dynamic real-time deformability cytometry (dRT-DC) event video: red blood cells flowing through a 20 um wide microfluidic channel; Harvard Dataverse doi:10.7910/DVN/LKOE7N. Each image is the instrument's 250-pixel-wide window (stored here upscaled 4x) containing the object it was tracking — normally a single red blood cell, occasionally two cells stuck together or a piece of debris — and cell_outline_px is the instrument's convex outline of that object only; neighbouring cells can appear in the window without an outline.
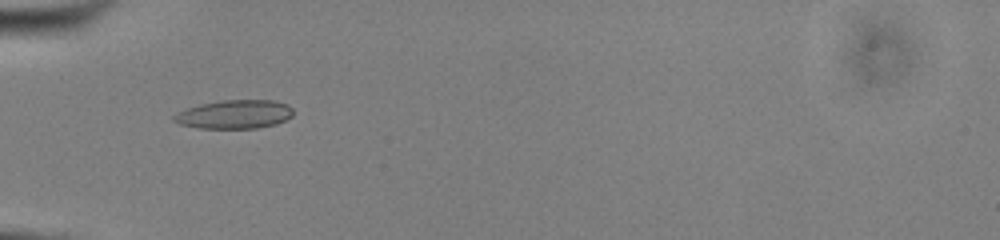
{"species": "common noctule bat (a hibernating species)", "species_latin": "Nyctalus noctula", "temperature_condition": "cold", "stored_images_in_passage": 36, "camera_frame_rate_fps": 3000, "um_per_image_px": 0.085, "animal": {"sex": "male", "body_mass_g": 13.0, "forearm_length_mm": 53.1}, "frame": {"image": 1, "passage_image": 1, "time_ms": 0.0, "image_size_px": [1000, 240], "cell_outline_px": [[292, 116], [276, 124], [256, 128], [200, 128], [180, 124], [172, 120], [172, 116], [176, 112], [200, 104], [224, 100], [272, 100], [288, 104], [292, 108]], "centroid_in_image_um": [19.92, 9.71], "position_along_channel_um": 65.1, "area_um2": 19.88}}
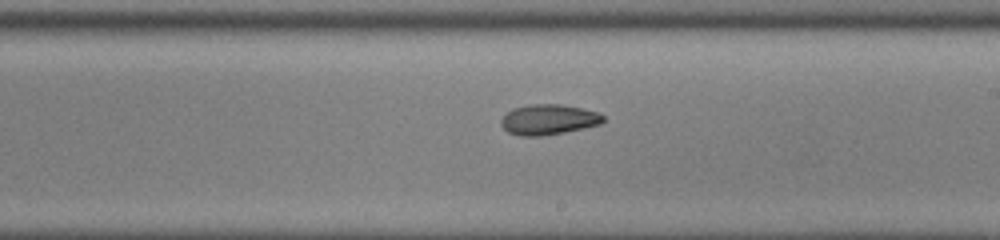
{"frame": {"image": 2, "passage_image": 15, "time_ms": 4.667, "image_size_px": [1000, 240], "cell_outline_px": [[604, 120], [600, 124], [584, 128], [564, 132], [540, 136], [520, 136], [508, 132], [500, 124], [500, 120], [512, 108], [532, 104], [560, 104], [580, 108], [596, 112], [604, 116]], "centroid_in_image_um": [46.6, 10.16], "position_along_channel_um": 242.4, "area_um2": 17.92}}
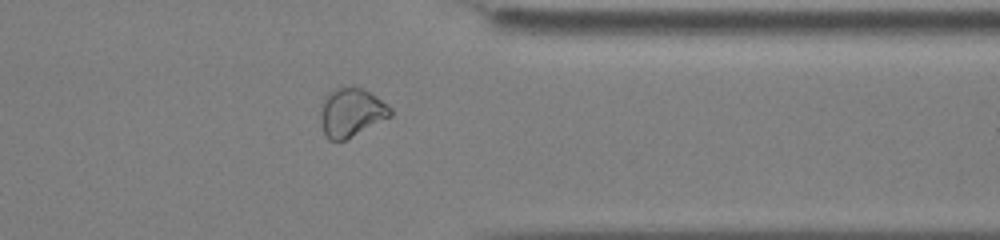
{"frame": {"image": 3, "passage_image": 26, "time_ms": 8.333, "image_size_px": [1000, 240], "cell_outline_px": [[392, 116], [344, 140], [328, 140], [324, 136], [320, 116], [320, 104], [324, 96], [328, 92], [336, 88], [364, 88], [376, 96], [392, 108]], "centroid_in_image_um": [29.83, 9.55], "position_along_channel_um": 381.6, "area_um2": 19.83}, "authors_computed_cell_mechanics": {"area_um2": 18.8428, "velocity_mm_per_s": 3.8948, "shape_relaxation_time_tau1_ms": 10.5434, "shape_relaxation_time_tau2_ms": 3.544, "deformation_change_tau1": 0.1849, "deformation_change_tau2": 0.0823}}